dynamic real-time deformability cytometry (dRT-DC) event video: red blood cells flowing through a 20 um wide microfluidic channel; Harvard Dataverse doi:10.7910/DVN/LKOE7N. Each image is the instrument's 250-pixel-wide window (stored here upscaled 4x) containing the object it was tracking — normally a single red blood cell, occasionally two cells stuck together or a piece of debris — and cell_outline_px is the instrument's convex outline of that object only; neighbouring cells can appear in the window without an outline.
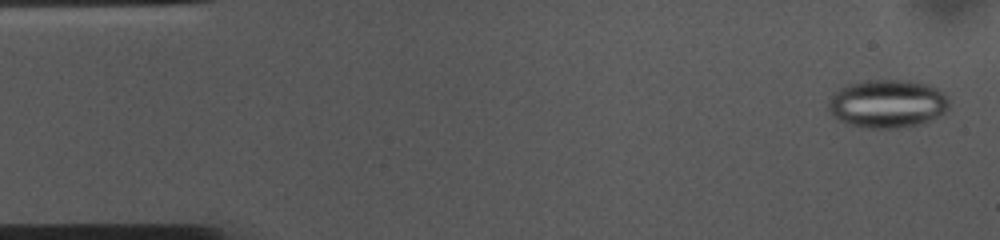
{"species": "common noctule bat (a hibernating species)", "species_latin": "Nyctalus noctula", "temperature_condition": "cold", "stored_images_in_passage": 53, "camera_frame_rate_fps": 3000, "um_per_image_px": 0.085, "animal": {"sex": "female", "body_mass_g": 10.0, "forearm_length_mm": 53.1}, "frame": {"image": 1, "passage_image": 2, "time_ms": 0.333, "image_size_px": [1000, 240], "cell_outline_px": [[948, 108], [944, 112], [932, 120], [924, 124], [900, 128], [864, 128], [848, 124], [840, 120], [828, 112], [828, 100], [832, 92], [844, 84], [864, 80], [904, 80], [928, 84], [936, 88], [948, 96]], "centroid_in_image_um": [75.39, 8.81], "position_along_channel_um": 9.6, "area_um2": 34.56}}
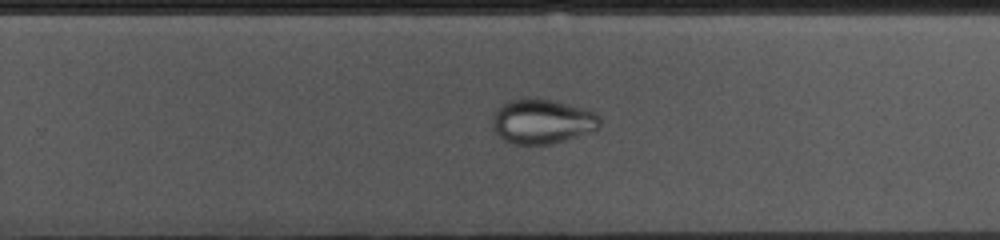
{"frame": {"image": 2, "passage_image": 33, "time_ms": 10.667, "image_size_px": [1000, 240], "cell_outline_px": [[600, 124], [596, 128], [576, 136], [552, 144], [512, 144], [504, 140], [492, 128], [492, 120], [496, 112], [508, 100], [524, 96], [552, 100], [580, 108], [592, 112], [600, 116]], "centroid_in_image_um": [46.02, 10.31], "position_along_channel_um": 283.8, "area_um2": 27.57}}
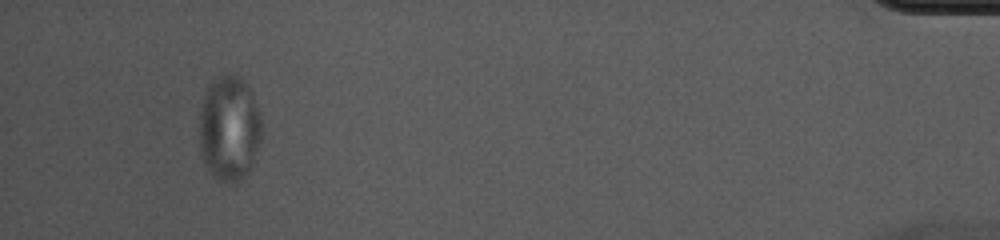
{"frame": {"image": 3, "passage_image": 50, "time_ms": 16.333, "image_size_px": [1000, 240], "cell_outline_px": [[264, 124], [260, 140], [252, 164], [248, 172], [236, 184], [220, 180], [204, 164], [200, 152], [200, 108], [208, 84], [216, 76], [232, 72], [240, 76], [248, 84], [252, 92]], "centroid_in_image_um": [19.51, 10.84], "position_along_channel_um": 415.7, "area_um2": 38.84}}